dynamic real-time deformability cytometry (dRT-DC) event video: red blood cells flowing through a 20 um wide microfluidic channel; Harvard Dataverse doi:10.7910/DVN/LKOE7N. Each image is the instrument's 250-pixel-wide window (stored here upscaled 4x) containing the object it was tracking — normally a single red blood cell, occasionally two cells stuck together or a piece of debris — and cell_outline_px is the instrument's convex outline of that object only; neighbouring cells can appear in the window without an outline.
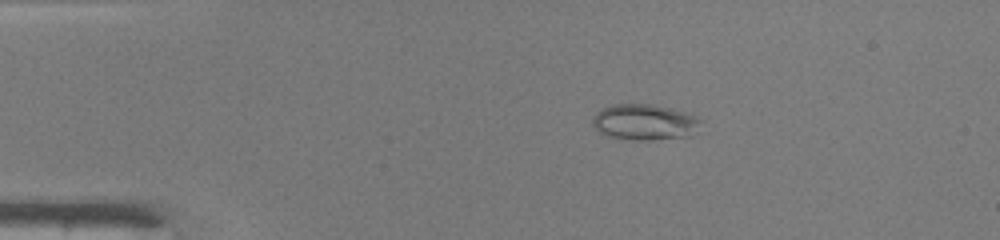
{"species": "common noctule bat (a hibernating species)", "species_latin": "Nyctalus noctula", "temperature_condition": "warm", "stored_images_in_passage": 41, "camera_frame_rate_fps": 3000, "um_per_image_px": 0.085, "animal": {"sex": "male", "body_mass_g": 19.0, "forearm_length_mm": 50.8}, "frame": {"image": 1, "passage_image": 2, "time_ms": 0.333, "image_size_px": [1000, 240], "cell_outline_px": [[704, 120], [692, 136], [648, 140], [636, 140], [608, 136], [600, 132], [592, 124], [592, 116], [596, 112], [612, 104], [656, 104], [672, 108], [696, 116]], "centroid_in_image_um": [54.82, 10.37], "position_along_channel_um": 30.2, "area_um2": 22.83}}
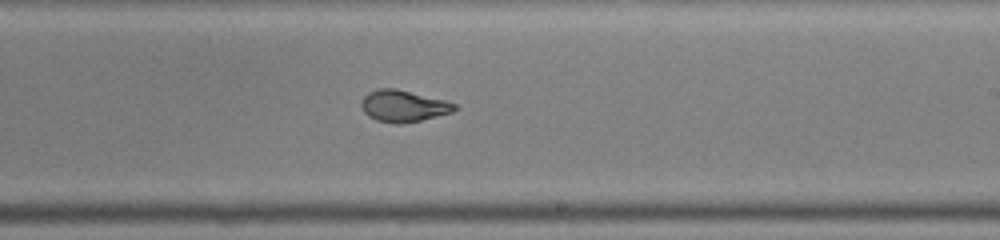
{"frame": {"image": 2, "passage_image": 22, "time_ms": 7.0, "image_size_px": [1000, 240], "cell_outline_px": [[460, 108], [452, 112], [420, 120], [400, 124], [396, 124], [376, 120], [368, 116], [364, 112], [360, 104], [364, 96], [368, 92], [380, 88], [396, 88], [444, 100], [456, 104]], "centroid_in_image_um": [34.28, 9.01], "position_along_channel_um": 254.7, "area_um2": 17.17}}
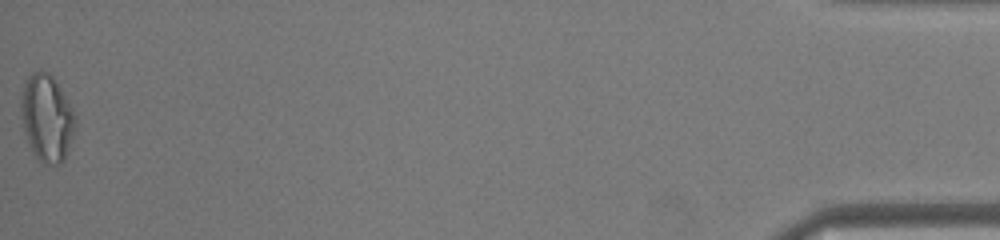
{"frame": {"image": 3, "passage_image": 41, "time_ms": 13.333, "image_size_px": [1000, 240], "cell_outline_px": [[76, 124], [64, 160], [60, 164], [44, 164], [36, 156], [28, 140], [20, 116], [20, 92], [28, 76], [32, 72], [40, 68], [48, 72], [52, 76], [60, 88], [72, 108], [76, 116]], "centroid_in_image_um": [3.96, 9.97], "position_along_channel_um": 431.2, "area_um2": 27.46}, "authors_computed_cell_mechanics": {"area_um2": 18.2648, "velocity_mm_per_s": 4.2511, "shape_relaxation_time_tau1_ms": 7.2839, "shape_relaxation_time_tau2_ms": 0.6913, "deformation_change_tau1": 0.2708, "deformation_change_tau2": 0.0524}}